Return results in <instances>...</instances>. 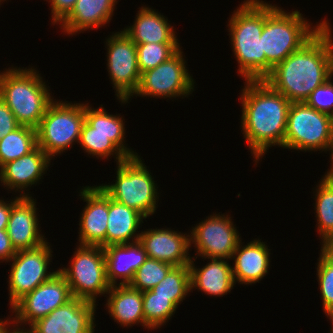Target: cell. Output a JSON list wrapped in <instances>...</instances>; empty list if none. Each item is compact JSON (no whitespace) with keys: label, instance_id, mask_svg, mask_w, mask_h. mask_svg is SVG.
Returning a JSON list of instances; mask_svg holds the SVG:
<instances>
[{"label":"cell","instance_id":"6da1fadb","mask_svg":"<svg viewBox=\"0 0 333 333\" xmlns=\"http://www.w3.org/2000/svg\"><path fill=\"white\" fill-rule=\"evenodd\" d=\"M329 24L326 21L264 79L291 103L305 102L317 87L333 76V37Z\"/></svg>","mask_w":333,"mask_h":333},{"label":"cell","instance_id":"7a4b0ae2","mask_svg":"<svg viewBox=\"0 0 333 333\" xmlns=\"http://www.w3.org/2000/svg\"><path fill=\"white\" fill-rule=\"evenodd\" d=\"M240 101L241 128L257 163L272 146H284L291 102L265 80H246Z\"/></svg>","mask_w":333,"mask_h":333},{"label":"cell","instance_id":"3957f363","mask_svg":"<svg viewBox=\"0 0 333 333\" xmlns=\"http://www.w3.org/2000/svg\"><path fill=\"white\" fill-rule=\"evenodd\" d=\"M229 18V37L239 64L238 75L246 80L266 78V56L262 53L265 2L245 0Z\"/></svg>","mask_w":333,"mask_h":333},{"label":"cell","instance_id":"277c9868","mask_svg":"<svg viewBox=\"0 0 333 333\" xmlns=\"http://www.w3.org/2000/svg\"><path fill=\"white\" fill-rule=\"evenodd\" d=\"M265 2L262 53L266 56V77L272 69L305 44L327 21L311 27L300 11L287 12ZM287 12V13H286Z\"/></svg>","mask_w":333,"mask_h":333},{"label":"cell","instance_id":"5b68a950","mask_svg":"<svg viewBox=\"0 0 333 333\" xmlns=\"http://www.w3.org/2000/svg\"><path fill=\"white\" fill-rule=\"evenodd\" d=\"M50 90L35 68L11 67L0 73V98L20 125L37 128L53 101Z\"/></svg>","mask_w":333,"mask_h":333},{"label":"cell","instance_id":"8992f818","mask_svg":"<svg viewBox=\"0 0 333 333\" xmlns=\"http://www.w3.org/2000/svg\"><path fill=\"white\" fill-rule=\"evenodd\" d=\"M88 104H85V122L78 141L81 148L101 159L116 155L114 157L117 164L138 156V153L125 146L124 118L117 114H108L103 105L95 109Z\"/></svg>","mask_w":333,"mask_h":333},{"label":"cell","instance_id":"52a82bcc","mask_svg":"<svg viewBox=\"0 0 333 333\" xmlns=\"http://www.w3.org/2000/svg\"><path fill=\"white\" fill-rule=\"evenodd\" d=\"M117 165L115 183L100 184L101 189L113 200L135 209L145 218L153 215L159 193L140 156L127 158Z\"/></svg>","mask_w":333,"mask_h":333},{"label":"cell","instance_id":"ba28073f","mask_svg":"<svg viewBox=\"0 0 333 333\" xmlns=\"http://www.w3.org/2000/svg\"><path fill=\"white\" fill-rule=\"evenodd\" d=\"M66 102L53 100L36 128L37 146L51 159L78 143L85 122V104Z\"/></svg>","mask_w":333,"mask_h":333},{"label":"cell","instance_id":"9c48e42d","mask_svg":"<svg viewBox=\"0 0 333 333\" xmlns=\"http://www.w3.org/2000/svg\"><path fill=\"white\" fill-rule=\"evenodd\" d=\"M286 149L333 152V117L305 102H292L284 138Z\"/></svg>","mask_w":333,"mask_h":333},{"label":"cell","instance_id":"30bf717a","mask_svg":"<svg viewBox=\"0 0 333 333\" xmlns=\"http://www.w3.org/2000/svg\"><path fill=\"white\" fill-rule=\"evenodd\" d=\"M68 268H59L74 298L96 304V299L107 294L111 285L107 280L104 249L99 246L79 245ZM97 296V297H96Z\"/></svg>","mask_w":333,"mask_h":333},{"label":"cell","instance_id":"8fae6325","mask_svg":"<svg viewBox=\"0 0 333 333\" xmlns=\"http://www.w3.org/2000/svg\"><path fill=\"white\" fill-rule=\"evenodd\" d=\"M49 244L45 242L34 249L19 250L10 260L13 262L8 279L10 309L57 273L58 270L48 271L53 253Z\"/></svg>","mask_w":333,"mask_h":333},{"label":"cell","instance_id":"7c38bea8","mask_svg":"<svg viewBox=\"0 0 333 333\" xmlns=\"http://www.w3.org/2000/svg\"><path fill=\"white\" fill-rule=\"evenodd\" d=\"M181 48L156 68L141 73L139 86L134 93L141 97H187L194 91V79L186 69Z\"/></svg>","mask_w":333,"mask_h":333},{"label":"cell","instance_id":"4fadbf2b","mask_svg":"<svg viewBox=\"0 0 333 333\" xmlns=\"http://www.w3.org/2000/svg\"><path fill=\"white\" fill-rule=\"evenodd\" d=\"M107 68L117 99L128 103L136 92L141 73L137 60L136 43L122 30L106 39Z\"/></svg>","mask_w":333,"mask_h":333},{"label":"cell","instance_id":"5bb4252c","mask_svg":"<svg viewBox=\"0 0 333 333\" xmlns=\"http://www.w3.org/2000/svg\"><path fill=\"white\" fill-rule=\"evenodd\" d=\"M228 216L215 213L192 227L190 244H194L197 257L231 260L241 236Z\"/></svg>","mask_w":333,"mask_h":333},{"label":"cell","instance_id":"9a60e30c","mask_svg":"<svg viewBox=\"0 0 333 333\" xmlns=\"http://www.w3.org/2000/svg\"><path fill=\"white\" fill-rule=\"evenodd\" d=\"M72 298L65 277L57 271L48 281L40 284L12 307V313L16 315L14 314L15 318L12 317L13 319L9 320V323L17 327L25 323L30 326L36 320L65 305Z\"/></svg>","mask_w":333,"mask_h":333},{"label":"cell","instance_id":"2e32d148","mask_svg":"<svg viewBox=\"0 0 333 333\" xmlns=\"http://www.w3.org/2000/svg\"><path fill=\"white\" fill-rule=\"evenodd\" d=\"M96 305L73 297L65 305L36 320L28 330L30 333H94Z\"/></svg>","mask_w":333,"mask_h":333},{"label":"cell","instance_id":"e0dca14e","mask_svg":"<svg viewBox=\"0 0 333 333\" xmlns=\"http://www.w3.org/2000/svg\"><path fill=\"white\" fill-rule=\"evenodd\" d=\"M79 196L86 205L80 213L78 245L106 247L108 195L98 185L84 187Z\"/></svg>","mask_w":333,"mask_h":333},{"label":"cell","instance_id":"ac0fdd59","mask_svg":"<svg viewBox=\"0 0 333 333\" xmlns=\"http://www.w3.org/2000/svg\"><path fill=\"white\" fill-rule=\"evenodd\" d=\"M139 242L144 247L148 258L173 266L189 265L191 261L190 235L169 228L147 229V231H141Z\"/></svg>","mask_w":333,"mask_h":333},{"label":"cell","instance_id":"d6986e66","mask_svg":"<svg viewBox=\"0 0 333 333\" xmlns=\"http://www.w3.org/2000/svg\"><path fill=\"white\" fill-rule=\"evenodd\" d=\"M35 203L32 196H20L11 208L6 230L16 251L34 249L47 242L40 233Z\"/></svg>","mask_w":333,"mask_h":333},{"label":"cell","instance_id":"ffe728a7","mask_svg":"<svg viewBox=\"0 0 333 333\" xmlns=\"http://www.w3.org/2000/svg\"><path fill=\"white\" fill-rule=\"evenodd\" d=\"M52 160L39 146L30 153L4 164L0 168V182L4 187L20 193L19 196H29L27 187L37 184L48 170ZM21 190V191H20Z\"/></svg>","mask_w":333,"mask_h":333},{"label":"cell","instance_id":"44dd1931","mask_svg":"<svg viewBox=\"0 0 333 333\" xmlns=\"http://www.w3.org/2000/svg\"><path fill=\"white\" fill-rule=\"evenodd\" d=\"M106 260L107 280L111 286L129 285L135 271L146 261L147 253L137 241L126 244H112L103 248Z\"/></svg>","mask_w":333,"mask_h":333},{"label":"cell","instance_id":"7402d4cb","mask_svg":"<svg viewBox=\"0 0 333 333\" xmlns=\"http://www.w3.org/2000/svg\"><path fill=\"white\" fill-rule=\"evenodd\" d=\"M242 240L237 245L231 259L234 260L232 266L234 282L252 285L261 281L268 273L270 254L268 246L261 240H253L242 246Z\"/></svg>","mask_w":333,"mask_h":333},{"label":"cell","instance_id":"603a6c76","mask_svg":"<svg viewBox=\"0 0 333 333\" xmlns=\"http://www.w3.org/2000/svg\"><path fill=\"white\" fill-rule=\"evenodd\" d=\"M117 0H77L70 14L60 23L67 34L105 26L113 16Z\"/></svg>","mask_w":333,"mask_h":333},{"label":"cell","instance_id":"cb8c5ba5","mask_svg":"<svg viewBox=\"0 0 333 333\" xmlns=\"http://www.w3.org/2000/svg\"><path fill=\"white\" fill-rule=\"evenodd\" d=\"M134 21L133 25L124 28L123 31L136 44L179 43L174 27L155 9L143 5Z\"/></svg>","mask_w":333,"mask_h":333},{"label":"cell","instance_id":"d4e9b609","mask_svg":"<svg viewBox=\"0 0 333 333\" xmlns=\"http://www.w3.org/2000/svg\"><path fill=\"white\" fill-rule=\"evenodd\" d=\"M193 258L196 260L197 257H192L189 263L191 290L196 288L206 295L223 297L234 288L232 266L227 259L210 258L203 268H197Z\"/></svg>","mask_w":333,"mask_h":333},{"label":"cell","instance_id":"484cf974","mask_svg":"<svg viewBox=\"0 0 333 333\" xmlns=\"http://www.w3.org/2000/svg\"><path fill=\"white\" fill-rule=\"evenodd\" d=\"M106 307L115 322L123 327L134 324L146 328L143 312L142 291L136 290L129 285L111 286L107 292Z\"/></svg>","mask_w":333,"mask_h":333},{"label":"cell","instance_id":"4316f807","mask_svg":"<svg viewBox=\"0 0 333 333\" xmlns=\"http://www.w3.org/2000/svg\"><path fill=\"white\" fill-rule=\"evenodd\" d=\"M143 219L146 218L135 209L121 204L108 196L106 246L139 241L141 233L136 232H140L137 230L140 229Z\"/></svg>","mask_w":333,"mask_h":333},{"label":"cell","instance_id":"83f0119b","mask_svg":"<svg viewBox=\"0 0 333 333\" xmlns=\"http://www.w3.org/2000/svg\"><path fill=\"white\" fill-rule=\"evenodd\" d=\"M37 147L36 129L20 125L0 140V168Z\"/></svg>","mask_w":333,"mask_h":333},{"label":"cell","instance_id":"f1b7e54d","mask_svg":"<svg viewBox=\"0 0 333 333\" xmlns=\"http://www.w3.org/2000/svg\"><path fill=\"white\" fill-rule=\"evenodd\" d=\"M316 186L315 213L322 245L333 237V182L325 175Z\"/></svg>","mask_w":333,"mask_h":333},{"label":"cell","instance_id":"f546056e","mask_svg":"<svg viewBox=\"0 0 333 333\" xmlns=\"http://www.w3.org/2000/svg\"><path fill=\"white\" fill-rule=\"evenodd\" d=\"M156 296L167 297L178 308L179 303L191 292V274L189 265L174 266L159 282L151 289Z\"/></svg>","mask_w":333,"mask_h":333},{"label":"cell","instance_id":"4dcf8cb0","mask_svg":"<svg viewBox=\"0 0 333 333\" xmlns=\"http://www.w3.org/2000/svg\"><path fill=\"white\" fill-rule=\"evenodd\" d=\"M146 329L160 328L175 314L177 307L167 297L156 296L151 290L142 292Z\"/></svg>","mask_w":333,"mask_h":333},{"label":"cell","instance_id":"1f68e13d","mask_svg":"<svg viewBox=\"0 0 333 333\" xmlns=\"http://www.w3.org/2000/svg\"><path fill=\"white\" fill-rule=\"evenodd\" d=\"M172 264L147 258L146 261L135 271L129 286L139 291L151 290L157 286L173 268Z\"/></svg>","mask_w":333,"mask_h":333},{"label":"cell","instance_id":"d6a6232c","mask_svg":"<svg viewBox=\"0 0 333 333\" xmlns=\"http://www.w3.org/2000/svg\"><path fill=\"white\" fill-rule=\"evenodd\" d=\"M136 47L139 71L143 73L172 57L180 49V43H144Z\"/></svg>","mask_w":333,"mask_h":333},{"label":"cell","instance_id":"836d02e7","mask_svg":"<svg viewBox=\"0 0 333 333\" xmlns=\"http://www.w3.org/2000/svg\"><path fill=\"white\" fill-rule=\"evenodd\" d=\"M318 261V283L323 302V310L327 315L333 310V259L321 249Z\"/></svg>","mask_w":333,"mask_h":333},{"label":"cell","instance_id":"e575fe53","mask_svg":"<svg viewBox=\"0 0 333 333\" xmlns=\"http://www.w3.org/2000/svg\"><path fill=\"white\" fill-rule=\"evenodd\" d=\"M332 77L317 87L305 101L306 104L322 113L333 117V83Z\"/></svg>","mask_w":333,"mask_h":333},{"label":"cell","instance_id":"d590c367","mask_svg":"<svg viewBox=\"0 0 333 333\" xmlns=\"http://www.w3.org/2000/svg\"><path fill=\"white\" fill-rule=\"evenodd\" d=\"M19 126L13 112L0 98V140Z\"/></svg>","mask_w":333,"mask_h":333},{"label":"cell","instance_id":"8d00e7d4","mask_svg":"<svg viewBox=\"0 0 333 333\" xmlns=\"http://www.w3.org/2000/svg\"><path fill=\"white\" fill-rule=\"evenodd\" d=\"M76 1L77 0H49L51 3L52 24L59 25L73 10Z\"/></svg>","mask_w":333,"mask_h":333},{"label":"cell","instance_id":"74e56055","mask_svg":"<svg viewBox=\"0 0 333 333\" xmlns=\"http://www.w3.org/2000/svg\"><path fill=\"white\" fill-rule=\"evenodd\" d=\"M15 248L12 246L10 237L6 229L0 230V261L10 262L16 254Z\"/></svg>","mask_w":333,"mask_h":333},{"label":"cell","instance_id":"f35d334b","mask_svg":"<svg viewBox=\"0 0 333 333\" xmlns=\"http://www.w3.org/2000/svg\"><path fill=\"white\" fill-rule=\"evenodd\" d=\"M18 198L19 196H16L13 200L10 199V201H7L8 203L0 199V230L7 229L11 215V208Z\"/></svg>","mask_w":333,"mask_h":333},{"label":"cell","instance_id":"ab89813d","mask_svg":"<svg viewBox=\"0 0 333 333\" xmlns=\"http://www.w3.org/2000/svg\"><path fill=\"white\" fill-rule=\"evenodd\" d=\"M321 249L333 259V237L328 239L322 246Z\"/></svg>","mask_w":333,"mask_h":333},{"label":"cell","instance_id":"60d3db41","mask_svg":"<svg viewBox=\"0 0 333 333\" xmlns=\"http://www.w3.org/2000/svg\"><path fill=\"white\" fill-rule=\"evenodd\" d=\"M10 323H8L1 331L0 333H30L29 330L27 329H23L21 328V326L19 327H16L15 326L13 327L14 329L11 330L10 328H8V326L10 327L9 325Z\"/></svg>","mask_w":333,"mask_h":333},{"label":"cell","instance_id":"b9f144b4","mask_svg":"<svg viewBox=\"0 0 333 333\" xmlns=\"http://www.w3.org/2000/svg\"><path fill=\"white\" fill-rule=\"evenodd\" d=\"M331 162V168L328 169L327 173L325 172V176L333 182V159H331Z\"/></svg>","mask_w":333,"mask_h":333},{"label":"cell","instance_id":"7bdbcfd3","mask_svg":"<svg viewBox=\"0 0 333 333\" xmlns=\"http://www.w3.org/2000/svg\"><path fill=\"white\" fill-rule=\"evenodd\" d=\"M9 319L11 318L6 319L5 321L0 319V331L9 323Z\"/></svg>","mask_w":333,"mask_h":333},{"label":"cell","instance_id":"ee69618b","mask_svg":"<svg viewBox=\"0 0 333 333\" xmlns=\"http://www.w3.org/2000/svg\"><path fill=\"white\" fill-rule=\"evenodd\" d=\"M326 316L329 317V319L331 320V323L333 325V310L329 314H327ZM330 333H333V327H332Z\"/></svg>","mask_w":333,"mask_h":333},{"label":"cell","instance_id":"f6af8a7d","mask_svg":"<svg viewBox=\"0 0 333 333\" xmlns=\"http://www.w3.org/2000/svg\"><path fill=\"white\" fill-rule=\"evenodd\" d=\"M330 156H331L330 159H333V152L330 154Z\"/></svg>","mask_w":333,"mask_h":333}]
</instances>
